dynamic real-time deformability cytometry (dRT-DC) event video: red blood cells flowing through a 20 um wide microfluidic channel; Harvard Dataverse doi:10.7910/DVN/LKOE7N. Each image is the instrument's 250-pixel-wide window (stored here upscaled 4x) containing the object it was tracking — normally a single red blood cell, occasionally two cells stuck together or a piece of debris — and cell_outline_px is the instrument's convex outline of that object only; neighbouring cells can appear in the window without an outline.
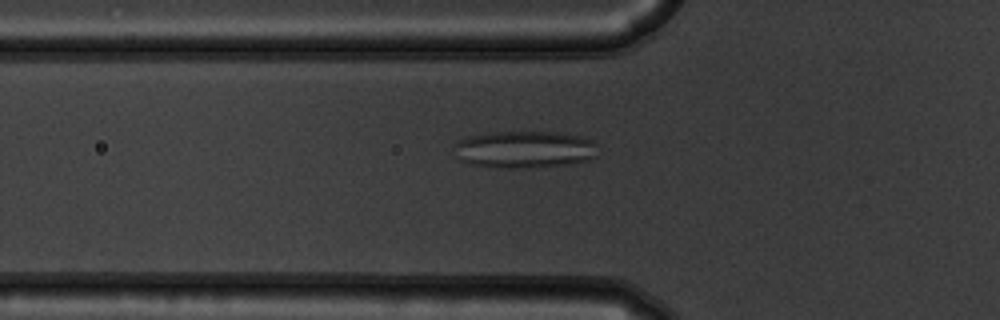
{"species": "common noctule bat (a hibernating species)", "species_latin": "Nyctalus noctula", "temperature_condition": "warm", "stored_images_in_passage": 44, "camera_frame_rate_fps": 3000, "um_per_image_px": 0.085, "animal": {"sex": "male", "body_mass_g": 19.5, "forearm_length_mm": 54.6}, "frame": {"image": 1, "passage_image": 9, "time_ms": 2.667, "image_size_px": [1000, 320], "cell_outline_px": [[596, 156], [588, 160], [572, 164], [528, 168], [504, 168], [472, 164], [460, 160], [456, 156], [456, 144], [460, 140], [468, 136], [492, 132], [556, 132], [580, 136], [592, 140]], "centroid_in_image_um": [44.59, 12.71], "position_along_channel_um": 81.2, "area_um2": 30.92}}
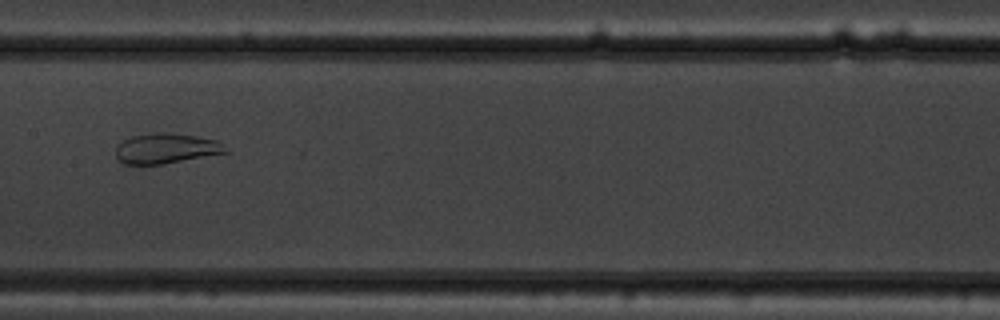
{"frame": {"image": 2, "passage_image": 18, "time_ms": 5.667, "image_size_px": [1000, 320], "cell_outline_px": [[228, 152], [164, 164], [124, 164], [116, 156], [116, 144], [120, 140], [132, 136], [156, 132], [164, 132], [196, 136], [216, 140]], "centroid_in_image_um": [14.04, 12.61], "position_along_channel_um": 193.4, "area_um2": 19.19}}
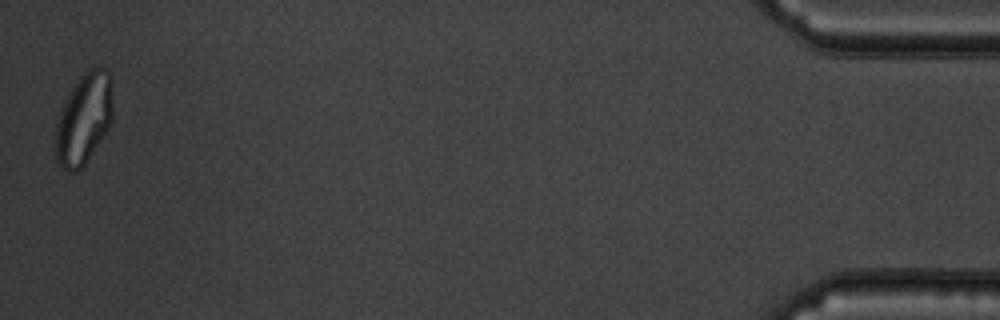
{"frame": {"image": 3, "passage_image": 44, "time_ms": 14.333, "image_size_px": [1000, 320], "cell_outline_px": [[112, 120], [108, 128], [84, 164], [76, 172], [68, 172], [56, 160], [56, 124], [60, 112], [72, 88], [80, 76], [88, 68], [108, 68], [112, 76]], "centroid_in_image_um": [7.15, 10.05], "position_along_channel_um": 428.0, "area_um2": 30.06}, "authors_computed_cell_mechanics": {"area_um2": 27.5417, "velocity_mm_per_s": 3.7138, "shape_relaxation_time_tau1_ms": null, "shape_relaxation_time_tau2_ms": 1.2298, "deformation_change_tau1": null, "deformation_change_tau2": 0.0827}}